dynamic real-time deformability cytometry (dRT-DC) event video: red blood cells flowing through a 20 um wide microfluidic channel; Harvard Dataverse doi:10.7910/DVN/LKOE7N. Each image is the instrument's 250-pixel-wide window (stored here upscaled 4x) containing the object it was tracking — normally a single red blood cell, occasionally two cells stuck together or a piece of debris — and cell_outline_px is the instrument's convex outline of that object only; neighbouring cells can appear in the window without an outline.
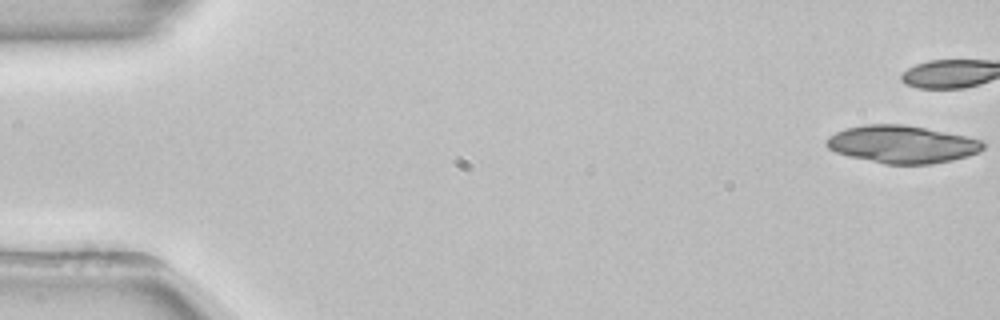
{"species": "common noctule bat (a hibernating species)", "species_latin": "Nyctalus noctula", "temperature_condition": "room temperature", "stored_images_in_passage": 38, "camera_frame_rate_fps": 3000, "um_per_image_px": 0.085, "animal": {"sex": "female", "body_mass_g": 22.7, "forearm_length_mm": 54.2}, "frame": {"image": 1, "passage_image": 1, "time_ms": 0.0, "image_size_px": [1000, 320], "cell_outline_px": [[984, 148], [980, 152], [968, 156], [952, 160], [932, 164], [884, 164], [848, 156], [836, 152], [828, 148], [824, 144], [824, 140], [828, 136], [836, 132], [848, 128], [864, 124], [904, 124], [984, 140]], "centroid_in_image_um": [76.66, 12.27], "position_along_channel_um": 8.3, "area_um2": 34.39}}